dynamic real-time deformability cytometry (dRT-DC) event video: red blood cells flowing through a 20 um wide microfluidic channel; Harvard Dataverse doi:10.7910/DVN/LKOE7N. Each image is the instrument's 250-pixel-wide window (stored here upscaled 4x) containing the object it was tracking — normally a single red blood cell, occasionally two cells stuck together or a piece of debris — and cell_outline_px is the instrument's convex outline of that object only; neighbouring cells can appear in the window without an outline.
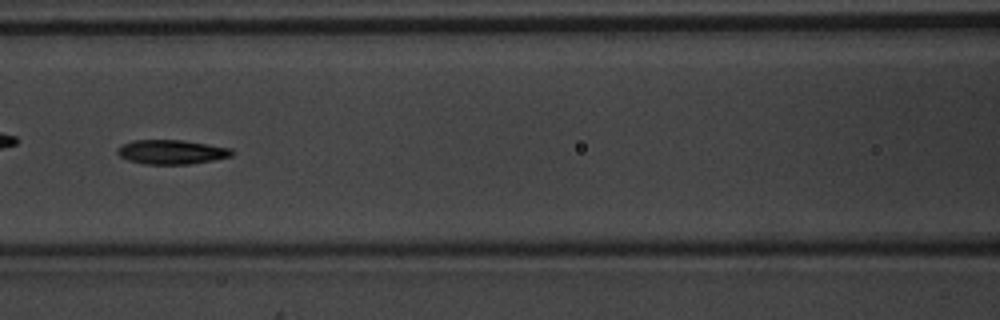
{"species": "common noctule bat (a hibernating species)", "species_latin": "Nyctalus noctula", "temperature_condition": "warm", "stored_images_in_passage": 7, "camera_frame_rate_fps": 3000, "um_per_image_px": 0.085, "animal": {"sex": "male", "body_mass_g": 20.1, "forearm_length_mm": 53.5}, "frame": {"image": 1, "passage_image": 7, "time_ms": 2.0, "image_size_px": [1000, 320], "cell_outline_px": [[236, 152], [232, 156], [212, 160], [188, 164], [144, 164], [128, 160], [120, 156], [116, 152], [124, 144], [132, 140], [184, 140], [232, 148]], "centroid_in_image_um": [14.63, 12.91], "position_along_channel_um": 152.0, "area_um2": 16.18}}